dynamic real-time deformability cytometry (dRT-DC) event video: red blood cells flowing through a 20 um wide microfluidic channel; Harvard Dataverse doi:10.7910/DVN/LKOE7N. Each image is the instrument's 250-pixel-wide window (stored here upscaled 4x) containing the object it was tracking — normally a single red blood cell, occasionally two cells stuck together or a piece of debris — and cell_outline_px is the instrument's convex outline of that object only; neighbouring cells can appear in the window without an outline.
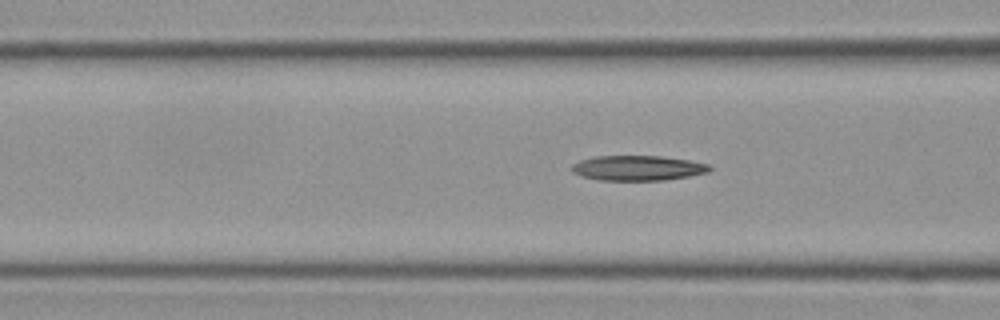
{"species": "Egyptian fruit bat (a non-hibernating species)", "species_latin": "Rousettus aegyptiacus", "temperature_condition": "cold", "stored_images_in_passage": 33, "camera_frame_rate_fps": 3000, "um_per_image_px": 0.085, "frame": {"image": 1, "passage_image": 8, "time_ms": 2.333, "image_size_px": [1000, 320], "cell_outline_px": [[712, 168], [708, 172], [688, 176], [664, 180], [596, 180], [580, 176], [572, 172], [572, 164], [580, 160], [596, 156], [660, 156], [688, 160], [708, 164]], "centroid_in_image_um": [54.17, 14.28], "position_along_channel_um": 112.4, "area_um2": 20.06}}
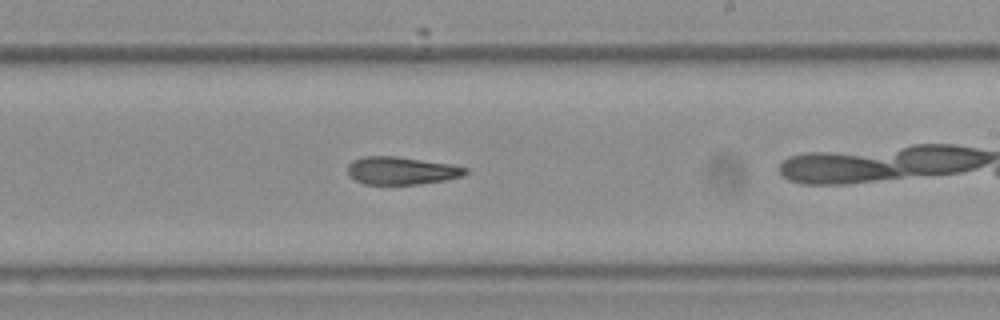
{"frame": {"image": 2, "passage_image": 20, "time_ms": 6.333, "image_size_px": [1000, 320], "cell_outline_px": [[468, 172], [464, 176], [444, 180], [420, 184], [364, 184], [348, 176], [348, 164], [352, 160], [364, 156], [396, 156], [452, 164], [468, 168]], "centroid_in_image_um": [34.13, 14.5], "position_along_channel_um": 254.9, "area_um2": 19.19}}
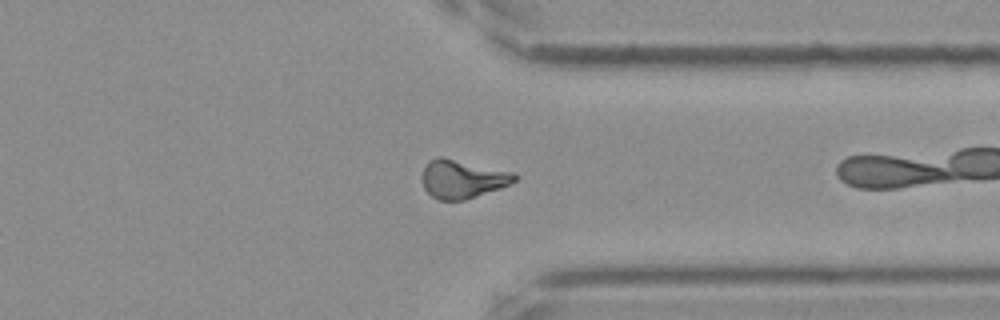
{"frame": {"image": 3, "passage_image": 30, "time_ms": 9.667, "image_size_px": [1000, 320], "cell_outline_px": [[520, 176], [516, 180], [500, 188], [464, 200], [440, 200], [432, 196], [424, 188], [424, 168], [428, 160], [436, 156], [440, 156], [516, 172]], "centroid_in_image_um": [39.35, 15.19], "position_along_channel_um": 372.1, "area_um2": 20.63}}